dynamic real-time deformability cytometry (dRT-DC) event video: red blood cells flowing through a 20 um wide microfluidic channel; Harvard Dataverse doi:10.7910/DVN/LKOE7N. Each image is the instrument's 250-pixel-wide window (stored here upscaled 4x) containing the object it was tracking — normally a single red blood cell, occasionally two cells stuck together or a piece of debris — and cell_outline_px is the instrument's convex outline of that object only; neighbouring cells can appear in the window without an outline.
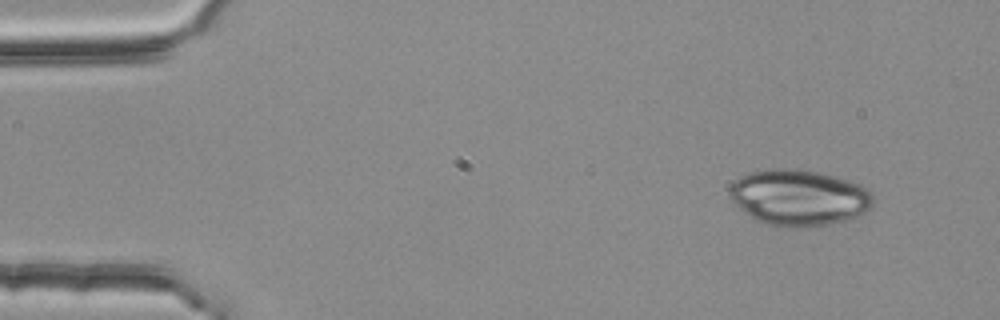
{"species": "common noctule bat (a hibernating species)", "species_latin": "Nyctalus noctula", "temperature_condition": "room temperature", "stored_images_in_passage": 4, "segment_of_instrument_passage": [1, 2], "camera_frame_rate_fps": 3000, "um_per_image_px": 0.085, "animal": {"sex": "female", "body_mass_g": 25.1}, "frame": {"image": 1, "passage_image": 1, "time_ms": 0.0, "image_size_px": [1000, 320], "cell_outline_px": [[876, 200], [868, 212], [844, 220], [828, 224], [768, 224], [752, 216], [740, 208], [728, 196], [728, 188], [740, 176], [752, 172], [772, 168], [796, 168], [820, 172], [836, 176], [860, 184], [868, 188], [872, 192]], "centroid_in_image_um": [67.97, 16.72], "position_along_channel_um": 17.0, "area_um2": 46.18}}